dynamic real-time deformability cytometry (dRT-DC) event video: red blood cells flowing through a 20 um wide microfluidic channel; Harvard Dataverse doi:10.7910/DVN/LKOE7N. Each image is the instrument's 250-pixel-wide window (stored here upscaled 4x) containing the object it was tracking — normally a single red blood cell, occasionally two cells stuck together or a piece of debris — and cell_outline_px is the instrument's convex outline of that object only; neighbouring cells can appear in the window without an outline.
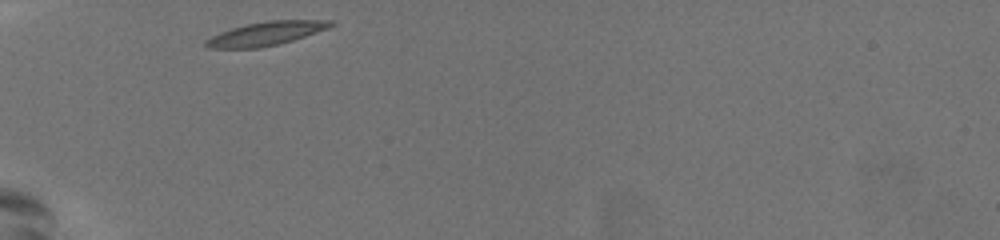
{"species": "common noctule bat (a hibernating species)", "species_latin": "Nyctalus noctula", "temperature_condition": "warm", "stored_images_in_passage": 3, "camera_frame_rate_fps": 3000, "um_per_image_px": 0.085, "animal": {"sex": "female", "body_mass_g": 19.5, "forearm_length_mm": 54.1}, "frame": {"image": 1, "passage_image": 1, "time_ms": 0.0, "image_size_px": [1000, 240], "cell_outline_px": [[336, 24], [328, 28], [280, 44], [260, 48], [208, 48], [204, 44], [204, 40], [220, 32], [232, 28], [248, 24], [268, 20], [332, 20]], "centroid_in_image_um": [22.6, 2.85], "position_along_channel_um": 62.4, "area_um2": 17.17}}